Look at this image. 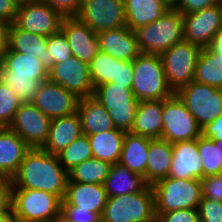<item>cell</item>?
<instances>
[{"label": "cell", "instance_id": "19", "mask_svg": "<svg viewBox=\"0 0 222 222\" xmlns=\"http://www.w3.org/2000/svg\"><path fill=\"white\" fill-rule=\"evenodd\" d=\"M99 50L122 61H133L141 52L135 31L127 26L97 33Z\"/></svg>", "mask_w": 222, "mask_h": 222}, {"label": "cell", "instance_id": "12", "mask_svg": "<svg viewBox=\"0 0 222 222\" xmlns=\"http://www.w3.org/2000/svg\"><path fill=\"white\" fill-rule=\"evenodd\" d=\"M76 17L96 34L126 26L124 0H82Z\"/></svg>", "mask_w": 222, "mask_h": 222}, {"label": "cell", "instance_id": "20", "mask_svg": "<svg viewBox=\"0 0 222 222\" xmlns=\"http://www.w3.org/2000/svg\"><path fill=\"white\" fill-rule=\"evenodd\" d=\"M107 199L103 184L68 181L61 206H77L78 209L97 213L101 217Z\"/></svg>", "mask_w": 222, "mask_h": 222}, {"label": "cell", "instance_id": "22", "mask_svg": "<svg viewBox=\"0 0 222 222\" xmlns=\"http://www.w3.org/2000/svg\"><path fill=\"white\" fill-rule=\"evenodd\" d=\"M31 148L9 127L0 128V177L12 178Z\"/></svg>", "mask_w": 222, "mask_h": 222}, {"label": "cell", "instance_id": "32", "mask_svg": "<svg viewBox=\"0 0 222 222\" xmlns=\"http://www.w3.org/2000/svg\"><path fill=\"white\" fill-rule=\"evenodd\" d=\"M194 81L222 89V54L216 53L211 47L202 48Z\"/></svg>", "mask_w": 222, "mask_h": 222}, {"label": "cell", "instance_id": "21", "mask_svg": "<svg viewBox=\"0 0 222 222\" xmlns=\"http://www.w3.org/2000/svg\"><path fill=\"white\" fill-rule=\"evenodd\" d=\"M83 134L77 112L51 119L48 139L42 149L57 155Z\"/></svg>", "mask_w": 222, "mask_h": 222}, {"label": "cell", "instance_id": "6", "mask_svg": "<svg viewBox=\"0 0 222 222\" xmlns=\"http://www.w3.org/2000/svg\"><path fill=\"white\" fill-rule=\"evenodd\" d=\"M93 97L108 111L116 129L131 131L139 104L132 88L114 82L104 83L94 89Z\"/></svg>", "mask_w": 222, "mask_h": 222}, {"label": "cell", "instance_id": "14", "mask_svg": "<svg viewBox=\"0 0 222 222\" xmlns=\"http://www.w3.org/2000/svg\"><path fill=\"white\" fill-rule=\"evenodd\" d=\"M50 122L33 103H22L8 127L30 148H42L48 139Z\"/></svg>", "mask_w": 222, "mask_h": 222}, {"label": "cell", "instance_id": "44", "mask_svg": "<svg viewBox=\"0 0 222 222\" xmlns=\"http://www.w3.org/2000/svg\"><path fill=\"white\" fill-rule=\"evenodd\" d=\"M56 11L63 17H76L81 8L82 0H41Z\"/></svg>", "mask_w": 222, "mask_h": 222}, {"label": "cell", "instance_id": "11", "mask_svg": "<svg viewBox=\"0 0 222 222\" xmlns=\"http://www.w3.org/2000/svg\"><path fill=\"white\" fill-rule=\"evenodd\" d=\"M63 18L41 0H21L14 23L24 31L49 37L61 29Z\"/></svg>", "mask_w": 222, "mask_h": 222}, {"label": "cell", "instance_id": "24", "mask_svg": "<svg viewBox=\"0 0 222 222\" xmlns=\"http://www.w3.org/2000/svg\"><path fill=\"white\" fill-rule=\"evenodd\" d=\"M149 184L143 175L128 170L120 163L112 164L103 187L108 197L144 191Z\"/></svg>", "mask_w": 222, "mask_h": 222}, {"label": "cell", "instance_id": "37", "mask_svg": "<svg viewBox=\"0 0 222 222\" xmlns=\"http://www.w3.org/2000/svg\"><path fill=\"white\" fill-rule=\"evenodd\" d=\"M198 151L203 164V178L210 175L221 174L222 147L216 145L214 140L203 135L197 138Z\"/></svg>", "mask_w": 222, "mask_h": 222}, {"label": "cell", "instance_id": "7", "mask_svg": "<svg viewBox=\"0 0 222 222\" xmlns=\"http://www.w3.org/2000/svg\"><path fill=\"white\" fill-rule=\"evenodd\" d=\"M62 199L49 192L32 189H12L13 214L35 222H58Z\"/></svg>", "mask_w": 222, "mask_h": 222}, {"label": "cell", "instance_id": "53", "mask_svg": "<svg viewBox=\"0 0 222 222\" xmlns=\"http://www.w3.org/2000/svg\"><path fill=\"white\" fill-rule=\"evenodd\" d=\"M11 222H35V221L19 217V216H17V215L12 213V215H11Z\"/></svg>", "mask_w": 222, "mask_h": 222}, {"label": "cell", "instance_id": "39", "mask_svg": "<svg viewBox=\"0 0 222 222\" xmlns=\"http://www.w3.org/2000/svg\"><path fill=\"white\" fill-rule=\"evenodd\" d=\"M21 104L19 97L0 81V128L10 125Z\"/></svg>", "mask_w": 222, "mask_h": 222}, {"label": "cell", "instance_id": "33", "mask_svg": "<svg viewBox=\"0 0 222 222\" xmlns=\"http://www.w3.org/2000/svg\"><path fill=\"white\" fill-rule=\"evenodd\" d=\"M112 164L106 161L90 158L76 165L68 172V181L88 183V184H103L108 176Z\"/></svg>", "mask_w": 222, "mask_h": 222}, {"label": "cell", "instance_id": "13", "mask_svg": "<svg viewBox=\"0 0 222 222\" xmlns=\"http://www.w3.org/2000/svg\"><path fill=\"white\" fill-rule=\"evenodd\" d=\"M184 40L201 48L210 47L222 26V2L202 10L182 14Z\"/></svg>", "mask_w": 222, "mask_h": 222}, {"label": "cell", "instance_id": "5", "mask_svg": "<svg viewBox=\"0 0 222 222\" xmlns=\"http://www.w3.org/2000/svg\"><path fill=\"white\" fill-rule=\"evenodd\" d=\"M155 196V213L196 208L202 199L201 179L166 177L152 185Z\"/></svg>", "mask_w": 222, "mask_h": 222}, {"label": "cell", "instance_id": "28", "mask_svg": "<svg viewBox=\"0 0 222 222\" xmlns=\"http://www.w3.org/2000/svg\"><path fill=\"white\" fill-rule=\"evenodd\" d=\"M172 143L163 139H152L149 144L148 162L145 180L153 185L160 179L168 177L172 163Z\"/></svg>", "mask_w": 222, "mask_h": 222}, {"label": "cell", "instance_id": "31", "mask_svg": "<svg viewBox=\"0 0 222 222\" xmlns=\"http://www.w3.org/2000/svg\"><path fill=\"white\" fill-rule=\"evenodd\" d=\"M0 61L11 70L12 76L48 80L49 70L39 58L34 56L16 51H6Z\"/></svg>", "mask_w": 222, "mask_h": 222}, {"label": "cell", "instance_id": "47", "mask_svg": "<svg viewBox=\"0 0 222 222\" xmlns=\"http://www.w3.org/2000/svg\"><path fill=\"white\" fill-rule=\"evenodd\" d=\"M21 0H0V19L12 24L16 20Z\"/></svg>", "mask_w": 222, "mask_h": 222}, {"label": "cell", "instance_id": "36", "mask_svg": "<svg viewBox=\"0 0 222 222\" xmlns=\"http://www.w3.org/2000/svg\"><path fill=\"white\" fill-rule=\"evenodd\" d=\"M59 163L69 172L76 165L87 159L93 158L91 146L87 135L82 134L75 139L68 147L57 154Z\"/></svg>", "mask_w": 222, "mask_h": 222}, {"label": "cell", "instance_id": "15", "mask_svg": "<svg viewBox=\"0 0 222 222\" xmlns=\"http://www.w3.org/2000/svg\"><path fill=\"white\" fill-rule=\"evenodd\" d=\"M48 79L63 86L79 99L93 96L89 64L73 55L65 61L53 64L49 69Z\"/></svg>", "mask_w": 222, "mask_h": 222}, {"label": "cell", "instance_id": "54", "mask_svg": "<svg viewBox=\"0 0 222 222\" xmlns=\"http://www.w3.org/2000/svg\"><path fill=\"white\" fill-rule=\"evenodd\" d=\"M12 211L0 214V222H11Z\"/></svg>", "mask_w": 222, "mask_h": 222}, {"label": "cell", "instance_id": "26", "mask_svg": "<svg viewBox=\"0 0 222 222\" xmlns=\"http://www.w3.org/2000/svg\"><path fill=\"white\" fill-rule=\"evenodd\" d=\"M151 140V138L145 136L126 132L119 163L128 170L143 175L145 178Z\"/></svg>", "mask_w": 222, "mask_h": 222}, {"label": "cell", "instance_id": "42", "mask_svg": "<svg viewBox=\"0 0 222 222\" xmlns=\"http://www.w3.org/2000/svg\"><path fill=\"white\" fill-rule=\"evenodd\" d=\"M202 197L222 202V174L210 175L201 179Z\"/></svg>", "mask_w": 222, "mask_h": 222}, {"label": "cell", "instance_id": "46", "mask_svg": "<svg viewBox=\"0 0 222 222\" xmlns=\"http://www.w3.org/2000/svg\"><path fill=\"white\" fill-rule=\"evenodd\" d=\"M218 3L221 2L219 0H181L177 10L181 14H188Z\"/></svg>", "mask_w": 222, "mask_h": 222}, {"label": "cell", "instance_id": "51", "mask_svg": "<svg viewBox=\"0 0 222 222\" xmlns=\"http://www.w3.org/2000/svg\"><path fill=\"white\" fill-rule=\"evenodd\" d=\"M210 47L216 52L222 54V26L216 32Z\"/></svg>", "mask_w": 222, "mask_h": 222}, {"label": "cell", "instance_id": "35", "mask_svg": "<svg viewBox=\"0 0 222 222\" xmlns=\"http://www.w3.org/2000/svg\"><path fill=\"white\" fill-rule=\"evenodd\" d=\"M89 73L94 89L101 84L118 80L119 60L99 50L89 63Z\"/></svg>", "mask_w": 222, "mask_h": 222}, {"label": "cell", "instance_id": "3", "mask_svg": "<svg viewBox=\"0 0 222 222\" xmlns=\"http://www.w3.org/2000/svg\"><path fill=\"white\" fill-rule=\"evenodd\" d=\"M132 92L138 101L165 100L169 88L160 55L141 53L133 60Z\"/></svg>", "mask_w": 222, "mask_h": 222}, {"label": "cell", "instance_id": "34", "mask_svg": "<svg viewBox=\"0 0 222 222\" xmlns=\"http://www.w3.org/2000/svg\"><path fill=\"white\" fill-rule=\"evenodd\" d=\"M0 81L9 87L19 97L22 103H32L40 85L46 80L12 76L11 70L0 61Z\"/></svg>", "mask_w": 222, "mask_h": 222}, {"label": "cell", "instance_id": "16", "mask_svg": "<svg viewBox=\"0 0 222 222\" xmlns=\"http://www.w3.org/2000/svg\"><path fill=\"white\" fill-rule=\"evenodd\" d=\"M79 98L63 86L43 81L32 103L50 119L77 112Z\"/></svg>", "mask_w": 222, "mask_h": 222}, {"label": "cell", "instance_id": "17", "mask_svg": "<svg viewBox=\"0 0 222 222\" xmlns=\"http://www.w3.org/2000/svg\"><path fill=\"white\" fill-rule=\"evenodd\" d=\"M60 30L67 39L72 55L89 64L99 51L97 34L77 17H64Z\"/></svg>", "mask_w": 222, "mask_h": 222}, {"label": "cell", "instance_id": "18", "mask_svg": "<svg viewBox=\"0 0 222 222\" xmlns=\"http://www.w3.org/2000/svg\"><path fill=\"white\" fill-rule=\"evenodd\" d=\"M172 163L168 177L178 179H202L203 164L197 139L172 143Z\"/></svg>", "mask_w": 222, "mask_h": 222}, {"label": "cell", "instance_id": "43", "mask_svg": "<svg viewBox=\"0 0 222 222\" xmlns=\"http://www.w3.org/2000/svg\"><path fill=\"white\" fill-rule=\"evenodd\" d=\"M198 209L187 208L165 213H156V222H198Z\"/></svg>", "mask_w": 222, "mask_h": 222}, {"label": "cell", "instance_id": "2", "mask_svg": "<svg viewBox=\"0 0 222 222\" xmlns=\"http://www.w3.org/2000/svg\"><path fill=\"white\" fill-rule=\"evenodd\" d=\"M141 53L160 55L184 40L182 14L168 9L159 19L135 30Z\"/></svg>", "mask_w": 222, "mask_h": 222}, {"label": "cell", "instance_id": "45", "mask_svg": "<svg viewBox=\"0 0 222 222\" xmlns=\"http://www.w3.org/2000/svg\"><path fill=\"white\" fill-rule=\"evenodd\" d=\"M12 179L0 177V214L11 212Z\"/></svg>", "mask_w": 222, "mask_h": 222}, {"label": "cell", "instance_id": "9", "mask_svg": "<svg viewBox=\"0 0 222 222\" xmlns=\"http://www.w3.org/2000/svg\"><path fill=\"white\" fill-rule=\"evenodd\" d=\"M198 125L205 127L222 114V89L191 81L175 93Z\"/></svg>", "mask_w": 222, "mask_h": 222}, {"label": "cell", "instance_id": "38", "mask_svg": "<svg viewBox=\"0 0 222 222\" xmlns=\"http://www.w3.org/2000/svg\"><path fill=\"white\" fill-rule=\"evenodd\" d=\"M71 56V48L61 30L47 37L46 68L48 70L53 64L65 61Z\"/></svg>", "mask_w": 222, "mask_h": 222}, {"label": "cell", "instance_id": "27", "mask_svg": "<svg viewBox=\"0 0 222 222\" xmlns=\"http://www.w3.org/2000/svg\"><path fill=\"white\" fill-rule=\"evenodd\" d=\"M126 26L132 31L159 19L169 8L161 0H124Z\"/></svg>", "mask_w": 222, "mask_h": 222}, {"label": "cell", "instance_id": "48", "mask_svg": "<svg viewBox=\"0 0 222 222\" xmlns=\"http://www.w3.org/2000/svg\"><path fill=\"white\" fill-rule=\"evenodd\" d=\"M132 79L133 61L119 60L118 80H113L112 82L120 85H127L129 88H132Z\"/></svg>", "mask_w": 222, "mask_h": 222}, {"label": "cell", "instance_id": "40", "mask_svg": "<svg viewBox=\"0 0 222 222\" xmlns=\"http://www.w3.org/2000/svg\"><path fill=\"white\" fill-rule=\"evenodd\" d=\"M58 222H101V217L97 213L78 209L77 206H61Z\"/></svg>", "mask_w": 222, "mask_h": 222}, {"label": "cell", "instance_id": "25", "mask_svg": "<svg viewBox=\"0 0 222 222\" xmlns=\"http://www.w3.org/2000/svg\"><path fill=\"white\" fill-rule=\"evenodd\" d=\"M77 113L81 120L82 132L85 135L115 128L108 111L93 96L79 99Z\"/></svg>", "mask_w": 222, "mask_h": 222}, {"label": "cell", "instance_id": "8", "mask_svg": "<svg viewBox=\"0 0 222 222\" xmlns=\"http://www.w3.org/2000/svg\"><path fill=\"white\" fill-rule=\"evenodd\" d=\"M201 50L200 46L182 40L160 54L165 78L173 93L194 80Z\"/></svg>", "mask_w": 222, "mask_h": 222}, {"label": "cell", "instance_id": "52", "mask_svg": "<svg viewBox=\"0 0 222 222\" xmlns=\"http://www.w3.org/2000/svg\"><path fill=\"white\" fill-rule=\"evenodd\" d=\"M169 9H177L181 0H161Z\"/></svg>", "mask_w": 222, "mask_h": 222}, {"label": "cell", "instance_id": "23", "mask_svg": "<svg viewBox=\"0 0 222 222\" xmlns=\"http://www.w3.org/2000/svg\"><path fill=\"white\" fill-rule=\"evenodd\" d=\"M163 131V100L139 101L131 133L161 139Z\"/></svg>", "mask_w": 222, "mask_h": 222}, {"label": "cell", "instance_id": "1", "mask_svg": "<svg viewBox=\"0 0 222 222\" xmlns=\"http://www.w3.org/2000/svg\"><path fill=\"white\" fill-rule=\"evenodd\" d=\"M11 179L12 189L45 191L63 200L69 176L59 163L57 155L42 148H31Z\"/></svg>", "mask_w": 222, "mask_h": 222}, {"label": "cell", "instance_id": "49", "mask_svg": "<svg viewBox=\"0 0 222 222\" xmlns=\"http://www.w3.org/2000/svg\"><path fill=\"white\" fill-rule=\"evenodd\" d=\"M202 135L207 139L222 140V114L202 128Z\"/></svg>", "mask_w": 222, "mask_h": 222}, {"label": "cell", "instance_id": "30", "mask_svg": "<svg viewBox=\"0 0 222 222\" xmlns=\"http://www.w3.org/2000/svg\"><path fill=\"white\" fill-rule=\"evenodd\" d=\"M47 37L20 29L15 23L10 25L9 47L16 51L39 58L46 66Z\"/></svg>", "mask_w": 222, "mask_h": 222}, {"label": "cell", "instance_id": "41", "mask_svg": "<svg viewBox=\"0 0 222 222\" xmlns=\"http://www.w3.org/2000/svg\"><path fill=\"white\" fill-rule=\"evenodd\" d=\"M198 215L201 222H222V202L202 197L198 205Z\"/></svg>", "mask_w": 222, "mask_h": 222}, {"label": "cell", "instance_id": "4", "mask_svg": "<svg viewBox=\"0 0 222 222\" xmlns=\"http://www.w3.org/2000/svg\"><path fill=\"white\" fill-rule=\"evenodd\" d=\"M101 222H156L152 186L142 192L108 197Z\"/></svg>", "mask_w": 222, "mask_h": 222}, {"label": "cell", "instance_id": "55", "mask_svg": "<svg viewBox=\"0 0 222 222\" xmlns=\"http://www.w3.org/2000/svg\"><path fill=\"white\" fill-rule=\"evenodd\" d=\"M216 145H220L222 147V140H214Z\"/></svg>", "mask_w": 222, "mask_h": 222}, {"label": "cell", "instance_id": "50", "mask_svg": "<svg viewBox=\"0 0 222 222\" xmlns=\"http://www.w3.org/2000/svg\"><path fill=\"white\" fill-rule=\"evenodd\" d=\"M10 23L0 19V60L9 47Z\"/></svg>", "mask_w": 222, "mask_h": 222}, {"label": "cell", "instance_id": "10", "mask_svg": "<svg viewBox=\"0 0 222 222\" xmlns=\"http://www.w3.org/2000/svg\"><path fill=\"white\" fill-rule=\"evenodd\" d=\"M200 135H202L201 127L175 93L163 100L161 139L175 143L197 139Z\"/></svg>", "mask_w": 222, "mask_h": 222}, {"label": "cell", "instance_id": "29", "mask_svg": "<svg viewBox=\"0 0 222 222\" xmlns=\"http://www.w3.org/2000/svg\"><path fill=\"white\" fill-rule=\"evenodd\" d=\"M125 134L126 132L114 128L87 135L93 157L111 164L119 163Z\"/></svg>", "mask_w": 222, "mask_h": 222}]
</instances>
